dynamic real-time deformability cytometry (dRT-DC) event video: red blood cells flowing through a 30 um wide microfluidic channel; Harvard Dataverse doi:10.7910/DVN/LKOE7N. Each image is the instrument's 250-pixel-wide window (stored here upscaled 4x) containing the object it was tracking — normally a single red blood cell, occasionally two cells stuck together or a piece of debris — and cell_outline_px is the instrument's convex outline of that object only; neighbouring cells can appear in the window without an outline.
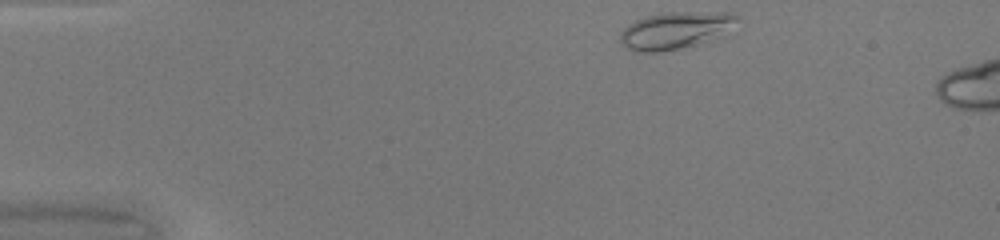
{"species": "common noctule bat (a hibernating species)", "species_latin": "Nyctalus noctula", "temperature_condition": "warm", "stored_images_in_passage": 6, "camera_frame_rate_fps": 3000, "um_per_image_px": 0.085, "animal": {"sex": "female", "body_mass_g": 20.0, "forearm_length_mm": 54.0}, "frame": {"image": 1, "passage_image": 1, "time_ms": 0.0, "image_size_px": [1000, 240], "cell_outline_px": [[736, 16], [724, 36], [696, 44], [680, 48], [660, 52], [636, 52], [624, 48], [620, 40], [620, 32], [628, 24], [644, 16], [668, 12], [732, 12]], "centroid_in_image_um": [57.33, 2.59], "position_along_channel_um": 27.7, "area_um2": 25.2}}